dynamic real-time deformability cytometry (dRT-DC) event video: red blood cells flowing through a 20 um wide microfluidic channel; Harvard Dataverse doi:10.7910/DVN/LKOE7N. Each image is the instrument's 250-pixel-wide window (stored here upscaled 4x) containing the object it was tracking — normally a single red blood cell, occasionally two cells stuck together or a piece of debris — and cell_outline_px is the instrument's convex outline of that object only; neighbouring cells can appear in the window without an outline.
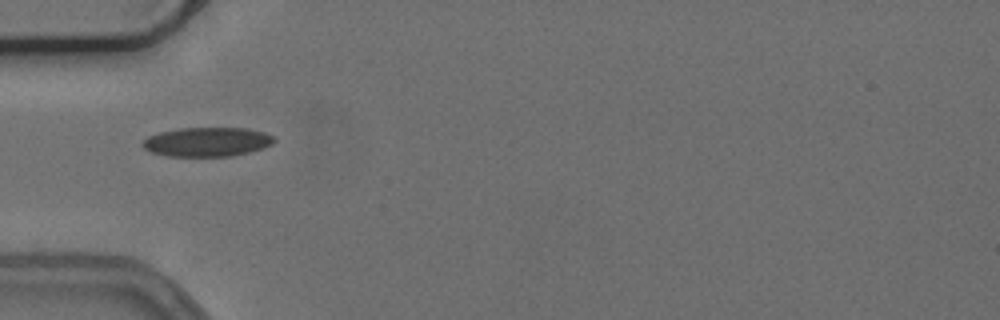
{"species": "common noctule bat (a hibernating species)", "species_latin": "Nyctalus noctula", "temperature_condition": "cold", "stored_images_in_passage": 34, "camera_frame_rate_fps": 3000, "um_per_image_px": 0.085, "animal": {"sex": "female", "body_mass_g": 24.6, "forearm_length_mm": 56.2}, "frame": {"image": 1, "passage_image": 1, "time_ms": 0.0, "image_size_px": [1000, 320], "cell_outline_px": [[276, 140], [272, 144], [248, 152], [232, 156], [168, 156], [152, 152], [144, 148], [140, 144], [148, 136], [160, 132], [180, 128], [248, 128], [264, 132], [276, 136]], "centroid_in_image_um": [17.61, 12.05], "position_along_channel_um": 67.4, "area_um2": 22.37}}
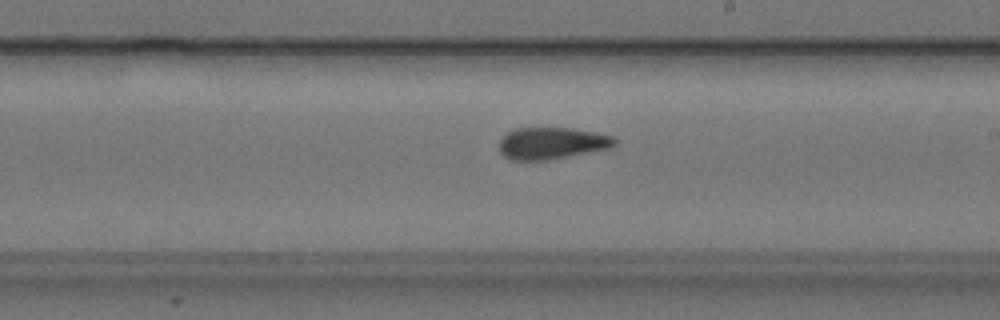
{"frame": {"image": 2, "passage_image": 15, "time_ms": 4.667, "image_size_px": [1000, 320], "cell_outline_px": [[616, 144], [612, 148], [548, 160], [508, 160], [500, 152], [500, 140], [508, 132], [516, 128], [572, 128], [612, 136], [616, 140]], "centroid_in_image_um": [46.9, 12.18], "position_along_channel_um": 242.1, "area_um2": 21.39}, "authors_computed_cell_mechanics": {"area_um2": 21.7617, "velocity_mm_per_s": 3.7358, "shape_relaxation_time_tau1_ms": null, "shape_relaxation_time_tau2_ms": 1.4908, "deformation_change_tau1": null, "deformation_change_tau2": 0.0721}}